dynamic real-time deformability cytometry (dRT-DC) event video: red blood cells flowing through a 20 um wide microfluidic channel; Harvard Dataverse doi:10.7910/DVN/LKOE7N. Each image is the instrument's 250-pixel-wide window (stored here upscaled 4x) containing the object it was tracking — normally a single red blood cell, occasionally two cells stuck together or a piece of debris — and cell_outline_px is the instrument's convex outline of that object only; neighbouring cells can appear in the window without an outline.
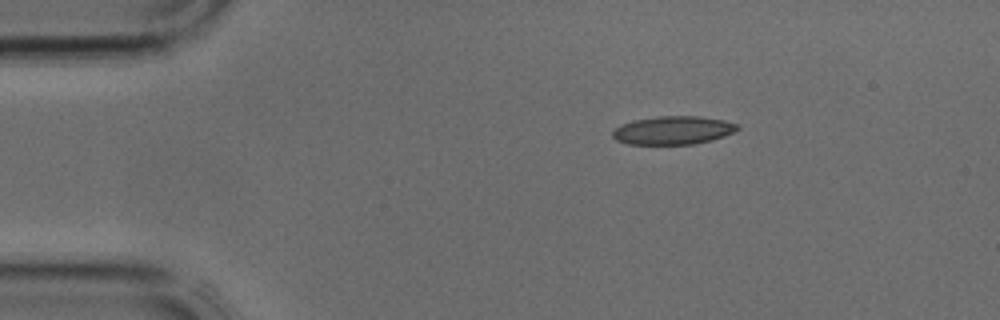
{"species": "common noctule bat (a hibernating species)", "species_latin": "Nyctalus noctula", "temperature_condition": "cold", "stored_images_in_passage": 33, "camera_frame_rate_fps": 3000, "um_per_image_px": 0.085, "animal": {"sex": "male", "body_mass_g": 17.9, "forearm_length_mm": 54.2}, "frame": {"image": 1, "passage_image": 1, "time_ms": 0.0, "image_size_px": [1000, 320], "cell_outline_px": [[740, 128], [724, 136], [712, 140], [696, 144], [628, 144], [616, 140], [612, 136], [612, 132], [620, 124], [632, 120], [660, 116], [700, 116], [724, 120], [740, 124]], "centroid_in_image_um": [57.22, 11.07], "position_along_channel_um": 27.8, "area_um2": 20.75}}
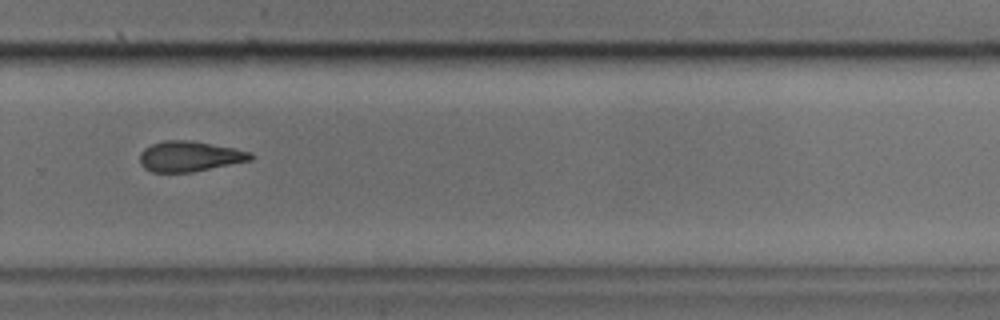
{"frame": {"image": 2, "passage_image": 21, "time_ms": 6.667, "image_size_px": [1000, 320], "cell_outline_px": [[256, 156], [252, 160], [192, 172], [152, 172], [144, 168], [140, 164], [140, 152], [144, 148], [152, 144], [164, 140], [192, 140], [236, 148], [252, 152]], "centroid_in_image_um": [16.14, 13.28], "position_along_channel_um": 313.7, "area_um2": 19.88}}
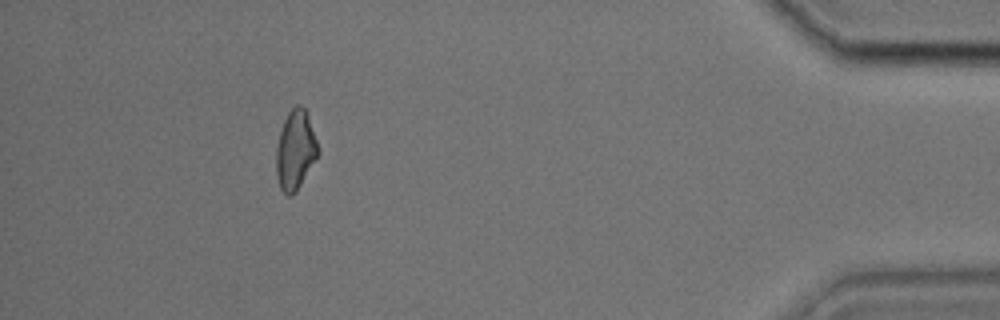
{"frame": {"image": 3, "passage_image": 30, "time_ms": 9.667, "image_size_px": [1000, 320], "cell_outline_px": [[320, 152], [296, 192], [292, 196], [288, 196], [280, 188], [276, 176], [276, 148], [280, 132], [284, 120], [288, 112], [296, 104], [300, 104], [308, 112]], "centroid_in_image_um": [25.11, 12.74], "position_along_channel_um": 410.1, "area_um2": 19.48}}